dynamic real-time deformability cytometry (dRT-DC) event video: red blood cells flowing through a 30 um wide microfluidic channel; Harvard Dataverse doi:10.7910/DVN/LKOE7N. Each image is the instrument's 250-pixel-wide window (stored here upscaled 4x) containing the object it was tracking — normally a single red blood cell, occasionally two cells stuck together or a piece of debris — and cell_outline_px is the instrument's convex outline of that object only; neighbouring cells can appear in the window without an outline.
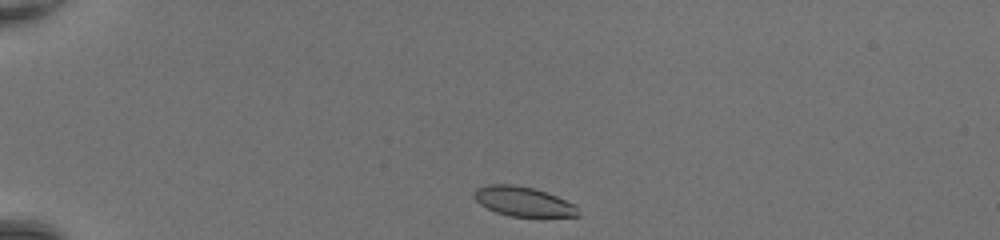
{"species": "common noctule bat (a hibernating species)", "species_latin": "Nyctalus noctula", "temperature_condition": "room temperature", "stored_images_in_passage": 38, "camera_frame_rate_fps": 3000, "um_per_image_px": 0.085, "animal": {"sex": "female", "body_mass_g": 20.0, "forearm_length_mm": 54.0}, "frame": {"image": 1, "passage_image": 1, "time_ms": 0.0, "image_size_px": [1000, 240], "cell_outline_px": [[580, 216], [512, 216], [496, 212], [480, 204], [472, 196], [472, 192], [476, 188], [488, 184], [512, 184], [532, 188], [556, 196], [572, 204], [576, 208]], "centroid_in_image_um": [44.39, 17.11], "position_along_channel_um": 40.6, "area_um2": 17.57}}
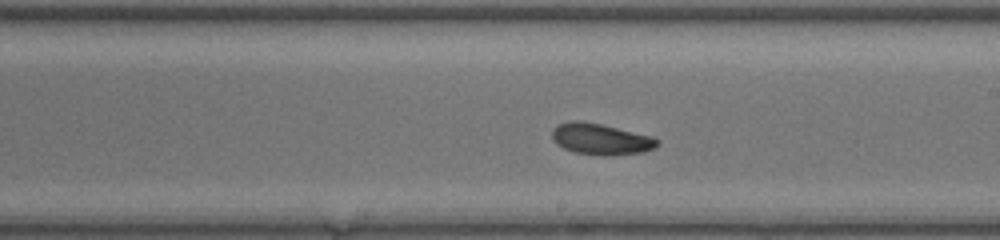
{"frame": {"image": 2, "passage_image": 19, "time_ms": 6.0, "image_size_px": [1000, 240], "cell_outline_px": [[660, 144], [656, 148], [644, 152], [608, 156], [604, 156], [576, 152], [564, 148], [556, 144], [552, 136], [552, 128], [556, 124], [572, 120], [580, 120], [600, 124], [652, 136], [660, 140]], "centroid_in_image_um": [51.08, 11.82], "position_along_channel_um": 237.9, "area_um2": 19.31}}
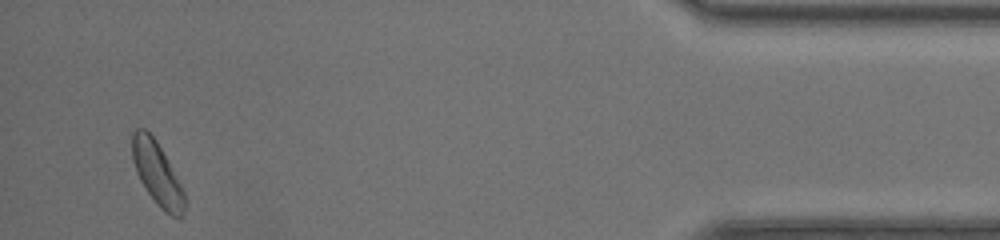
{"frame": {"image": 3, "passage_image": 36, "time_ms": 11.667, "image_size_px": [1000, 240], "cell_outline_px": [[188, 200], [184, 212], [180, 216], [172, 216], [164, 212], [156, 204], [140, 180], [136, 172], [132, 160], [132, 132], [136, 128], [144, 128], [156, 140], [180, 184]], "centroid_in_image_um": [13.35, 14.77], "position_along_channel_um": 421.8, "area_um2": 19.13}, "authors_computed_cell_mechanics": {"area_um2": 18.7561, "velocity_mm_per_s": 4.318, "shape_relaxation_time_tau1_ms": 7.4082, "shape_relaxation_time_tau2_ms": 2.235, "deformation_change_tau1": 0.1334, "deformation_change_tau2": 0.0838}}